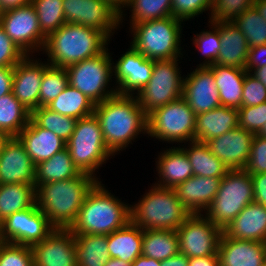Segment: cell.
Listing matches in <instances>:
<instances>
[{"label": "cell", "instance_id": "1", "mask_svg": "<svg viewBox=\"0 0 266 266\" xmlns=\"http://www.w3.org/2000/svg\"><path fill=\"white\" fill-rule=\"evenodd\" d=\"M94 114L104 142L114 155L133 144L139 134H147V114L134 95L117 94L108 98L95 105Z\"/></svg>", "mask_w": 266, "mask_h": 266}, {"label": "cell", "instance_id": "2", "mask_svg": "<svg viewBox=\"0 0 266 266\" xmlns=\"http://www.w3.org/2000/svg\"><path fill=\"white\" fill-rule=\"evenodd\" d=\"M98 179L81 172L72 179L40 184L36 188L37 207L54 228L69 229Z\"/></svg>", "mask_w": 266, "mask_h": 266}, {"label": "cell", "instance_id": "3", "mask_svg": "<svg viewBox=\"0 0 266 266\" xmlns=\"http://www.w3.org/2000/svg\"><path fill=\"white\" fill-rule=\"evenodd\" d=\"M130 222V205L116 198L98 181L88 192L75 222L73 234L108 235Z\"/></svg>", "mask_w": 266, "mask_h": 266}, {"label": "cell", "instance_id": "4", "mask_svg": "<svg viewBox=\"0 0 266 266\" xmlns=\"http://www.w3.org/2000/svg\"><path fill=\"white\" fill-rule=\"evenodd\" d=\"M109 41L97 29L65 23L46 38L42 51L47 53L49 65L65 68L101 54Z\"/></svg>", "mask_w": 266, "mask_h": 266}, {"label": "cell", "instance_id": "5", "mask_svg": "<svg viewBox=\"0 0 266 266\" xmlns=\"http://www.w3.org/2000/svg\"><path fill=\"white\" fill-rule=\"evenodd\" d=\"M135 205H130V222L143 230H177L191 215L174 189L153 185Z\"/></svg>", "mask_w": 266, "mask_h": 266}, {"label": "cell", "instance_id": "6", "mask_svg": "<svg viewBox=\"0 0 266 266\" xmlns=\"http://www.w3.org/2000/svg\"><path fill=\"white\" fill-rule=\"evenodd\" d=\"M182 22L169 16L130 26L131 46L146 58L161 61L183 57L181 39ZM182 55V56H181Z\"/></svg>", "mask_w": 266, "mask_h": 266}, {"label": "cell", "instance_id": "7", "mask_svg": "<svg viewBox=\"0 0 266 266\" xmlns=\"http://www.w3.org/2000/svg\"><path fill=\"white\" fill-rule=\"evenodd\" d=\"M252 202L254 190L251 175L244 169L229 170L222 178L217 194L204 215L224 230Z\"/></svg>", "mask_w": 266, "mask_h": 266}, {"label": "cell", "instance_id": "8", "mask_svg": "<svg viewBox=\"0 0 266 266\" xmlns=\"http://www.w3.org/2000/svg\"><path fill=\"white\" fill-rule=\"evenodd\" d=\"M73 164L80 172L96 177V171L102 164L115 156L106 146L100 123L93 113L77 119L74 132L66 142Z\"/></svg>", "mask_w": 266, "mask_h": 266}, {"label": "cell", "instance_id": "9", "mask_svg": "<svg viewBox=\"0 0 266 266\" xmlns=\"http://www.w3.org/2000/svg\"><path fill=\"white\" fill-rule=\"evenodd\" d=\"M112 61L107 47L95 57L65 67L69 85L84 93L95 105L117 95V89H109L108 85L112 82Z\"/></svg>", "mask_w": 266, "mask_h": 266}, {"label": "cell", "instance_id": "10", "mask_svg": "<svg viewBox=\"0 0 266 266\" xmlns=\"http://www.w3.org/2000/svg\"><path fill=\"white\" fill-rule=\"evenodd\" d=\"M147 135L167 143L194 141L196 114L183 97L147 115Z\"/></svg>", "mask_w": 266, "mask_h": 266}, {"label": "cell", "instance_id": "11", "mask_svg": "<svg viewBox=\"0 0 266 266\" xmlns=\"http://www.w3.org/2000/svg\"><path fill=\"white\" fill-rule=\"evenodd\" d=\"M177 61L178 58L154 61L149 82L136 93L139 105L147 115L182 97L184 77Z\"/></svg>", "mask_w": 266, "mask_h": 266}, {"label": "cell", "instance_id": "12", "mask_svg": "<svg viewBox=\"0 0 266 266\" xmlns=\"http://www.w3.org/2000/svg\"><path fill=\"white\" fill-rule=\"evenodd\" d=\"M203 214H191L176 230L179 253L188 258L204 257L218 253L223 230Z\"/></svg>", "mask_w": 266, "mask_h": 266}, {"label": "cell", "instance_id": "13", "mask_svg": "<svg viewBox=\"0 0 266 266\" xmlns=\"http://www.w3.org/2000/svg\"><path fill=\"white\" fill-rule=\"evenodd\" d=\"M0 25L5 33L26 55L42 51L46 37L42 34L37 14L31 2L19 8L4 11Z\"/></svg>", "mask_w": 266, "mask_h": 266}, {"label": "cell", "instance_id": "14", "mask_svg": "<svg viewBox=\"0 0 266 266\" xmlns=\"http://www.w3.org/2000/svg\"><path fill=\"white\" fill-rule=\"evenodd\" d=\"M4 242L32 246L44 240L55 228L35 204L15 212L1 222Z\"/></svg>", "mask_w": 266, "mask_h": 266}, {"label": "cell", "instance_id": "15", "mask_svg": "<svg viewBox=\"0 0 266 266\" xmlns=\"http://www.w3.org/2000/svg\"><path fill=\"white\" fill-rule=\"evenodd\" d=\"M127 50L116 63L113 61V78L117 85L114 88L118 95L138 93L149 82L154 66V60L146 58L131 45Z\"/></svg>", "mask_w": 266, "mask_h": 266}, {"label": "cell", "instance_id": "16", "mask_svg": "<svg viewBox=\"0 0 266 266\" xmlns=\"http://www.w3.org/2000/svg\"><path fill=\"white\" fill-rule=\"evenodd\" d=\"M35 186V165L17 137H6L0 147V184Z\"/></svg>", "mask_w": 266, "mask_h": 266}, {"label": "cell", "instance_id": "17", "mask_svg": "<svg viewBox=\"0 0 266 266\" xmlns=\"http://www.w3.org/2000/svg\"><path fill=\"white\" fill-rule=\"evenodd\" d=\"M75 241L69 229L55 228L44 240L31 246L34 266H78Z\"/></svg>", "mask_w": 266, "mask_h": 266}, {"label": "cell", "instance_id": "18", "mask_svg": "<svg viewBox=\"0 0 266 266\" xmlns=\"http://www.w3.org/2000/svg\"><path fill=\"white\" fill-rule=\"evenodd\" d=\"M194 70L184 77L182 97L197 115L215 109L221 103L213 71L198 65Z\"/></svg>", "mask_w": 266, "mask_h": 266}, {"label": "cell", "instance_id": "19", "mask_svg": "<svg viewBox=\"0 0 266 266\" xmlns=\"http://www.w3.org/2000/svg\"><path fill=\"white\" fill-rule=\"evenodd\" d=\"M26 55L15 67L12 93L31 113L39 107V93L44 70L48 62L42 63Z\"/></svg>", "mask_w": 266, "mask_h": 266}, {"label": "cell", "instance_id": "20", "mask_svg": "<svg viewBox=\"0 0 266 266\" xmlns=\"http://www.w3.org/2000/svg\"><path fill=\"white\" fill-rule=\"evenodd\" d=\"M253 138V133L238 126L205 144L229 170L244 169L249 159Z\"/></svg>", "mask_w": 266, "mask_h": 266}, {"label": "cell", "instance_id": "21", "mask_svg": "<svg viewBox=\"0 0 266 266\" xmlns=\"http://www.w3.org/2000/svg\"><path fill=\"white\" fill-rule=\"evenodd\" d=\"M220 266H263L266 243L237 240L222 234L218 246Z\"/></svg>", "mask_w": 266, "mask_h": 266}, {"label": "cell", "instance_id": "22", "mask_svg": "<svg viewBox=\"0 0 266 266\" xmlns=\"http://www.w3.org/2000/svg\"><path fill=\"white\" fill-rule=\"evenodd\" d=\"M222 178L195 176L174 188L178 200L191 214H202L213 202Z\"/></svg>", "mask_w": 266, "mask_h": 266}, {"label": "cell", "instance_id": "23", "mask_svg": "<svg viewBox=\"0 0 266 266\" xmlns=\"http://www.w3.org/2000/svg\"><path fill=\"white\" fill-rule=\"evenodd\" d=\"M34 165L49 160L56 153L66 148V142L54 132L39 127L32 119L16 136Z\"/></svg>", "mask_w": 266, "mask_h": 266}, {"label": "cell", "instance_id": "24", "mask_svg": "<svg viewBox=\"0 0 266 266\" xmlns=\"http://www.w3.org/2000/svg\"><path fill=\"white\" fill-rule=\"evenodd\" d=\"M223 234L237 240L266 243V207L252 202L224 228Z\"/></svg>", "mask_w": 266, "mask_h": 266}, {"label": "cell", "instance_id": "25", "mask_svg": "<svg viewBox=\"0 0 266 266\" xmlns=\"http://www.w3.org/2000/svg\"><path fill=\"white\" fill-rule=\"evenodd\" d=\"M219 28L221 48L215 64L244 69L249 45L242 32L229 21H212Z\"/></svg>", "mask_w": 266, "mask_h": 266}, {"label": "cell", "instance_id": "26", "mask_svg": "<svg viewBox=\"0 0 266 266\" xmlns=\"http://www.w3.org/2000/svg\"><path fill=\"white\" fill-rule=\"evenodd\" d=\"M238 126V109L221 105L196 115L194 141L206 143Z\"/></svg>", "mask_w": 266, "mask_h": 266}, {"label": "cell", "instance_id": "27", "mask_svg": "<svg viewBox=\"0 0 266 266\" xmlns=\"http://www.w3.org/2000/svg\"><path fill=\"white\" fill-rule=\"evenodd\" d=\"M156 165L159 181L154 185L162 188L174 189L194 175L189 159L180 146L161 152Z\"/></svg>", "mask_w": 266, "mask_h": 266}, {"label": "cell", "instance_id": "28", "mask_svg": "<svg viewBox=\"0 0 266 266\" xmlns=\"http://www.w3.org/2000/svg\"><path fill=\"white\" fill-rule=\"evenodd\" d=\"M209 68L213 71L215 77L221 105L239 109L246 71L220 64H213Z\"/></svg>", "mask_w": 266, "mask_h": 266}, {"label": "cell", "instance_id": "29", "mask_svg": "<svg viewBox=\"0 0 266 266\" xmlns=\"http://www.w3.org/2000/svg\"><path fill=\"white\" fill-rule=\"evenodd\" d=\"M143 229L129 222L107 235V248L111 258L132 263L142 255Z\"/></svg>", "mask_w": 266, "mask_h": 266}, {"label": "cell", "instance_id": "30", "mask_svg": "<svg viewBox=\"0 0 266 266\" xmlns=\"http://www.w3.org/2000/svg\"><path fill=\"white\" fill-rule=\"evenodd\" d=\"M81 25L99 30L110 40L120 27V13L106 1L83 0Z\"/></svg>", "mask_w": 266, "mask_h": 266}, {"label": "cell", "instance_id": "31", "mask_svg": "<svg viewBox=\"0 0 266 266\" xmlns=\"http://www.w3.org/2000/svg\"><path fill=\"white\" fill-rule=\"evenodd\" d=\"M80 173L73 164L69 150L65 148L49 160L35 165V187L37 188L40 184L72 179Z\"/></svg>", "mask_w": 266, "mask_h": 266}, {"label": "cell", "instance_id": "32", "mask_svg": "<svg viewBox=\"0 0 266 266\" xmlns=\"http://www.w3.org/2000/svg\"><path fill=\"white\" fill-rule=\"evenodd\" d=\"M188 147L180 148L186 153L195 176L223 178L228 173L227 166L210 151L205 143L191 141Z\"/></svg>", "mask_w": 266, "mask_h": 266}, {"label": "cell", "instance_id": "33", "mask_svg": "<svg viewBox=\"0 0 266 266\" xmlns=\"http://www.w3.org/2000/svg\"><path fill=\"white\" fill-rule=\"evenodd\" d=\"M36 204V187L31 184H0V222L15 212Z\"/></svg>", "mask_w": 266, "mask_h": 266}, {"label": "cell", "instance_id": "34", "mask_svg": "<svg viewBox=\"0 0 266 266\" xmlns=\"http://www.w3.org/2000/svg\"><path fill=\"white\" fill-rule=\"evenodd\" d=\"M75 257L78 266H105L111 258L107 248V235L74 234Z\"/></svg>", "mask_w": 266, "mask_h": 266}, {"label": "cell", "instance_id": "35", "mask_svg": "<svg viewBox=\"0 0 266 266\" xmlns=\"http://www.w3.org/2000/svg\"><path fill=\"white\" fill-rule=\"evenodd\" d=\"M179 253L178 234L175 230H143L142 255L164 261Z\"/></svg>", "mask_w": 266, "mask_h": 266}, {"label": "cell", "instance_id": "36", "mask_svg": "<svg viewBox=\"0 0 266 266\" xmlns=\"http://www.w3.org/2000/svg\"><path fill=\"white\" fill-rule=\"evenodd\" d=\"M31 112L9 93L0 97V135L16 137L28 124Z\"/></svg>", "mask_w": 266, "mask_h": 266}, {"label": "cell", "instance_id": "37", "mask_svg": "<svg viewBox=\"0 0 266 266\" xmlns=\"http://www.w3.org/2000/svg\"><path fill=\"white\" fill-rule=\"evenodd\" d=\"M46 107L61 115L80 119L93 114L95 104L84 93L68 84Z\"/></svg>", "mask_w": 266, "mask_h": 266}, {"label": "cell", "instance_id": "38", "mask_svg": "<svg viewBox=\"0 0 266 266\" xmlns=\"http://www.w3.org/2000/svg\"><path fill=\"white\" fill-rule=\"evenodd\" d=\"M31 119L41 128L54 132L67 142L74 132L76 118L61 115L46 106H41L31 113Z\"/></svg>", "mask_w": 266, "mask_h": 266}, {"label": "cell", "instance_id": "39", "mask_svg": "<svg viewBox=\"0 0 266 266\" xmlns=\"http://www.w3.org/2000/svg\"><path fill=\"white\" fill-rule=\"evenodd\" d=\"M42 34L47 38L65 22L63 0H31Z\"/></svg>", "mask_w": 266, "mask_h": 266}, {"label": "cell", "instance_id": "40", "mask_svg": "<svg viewBox=\"0 0 266 266\" xmlns=\"http://www.w3.org/2000/svg\"><path fill=\"white\" fill-rule=\"evenodd\" d=\"M130 26L172 16V0H130Z\"/></svg>", "mask_w": 266, "mask_h": 266}, {"label": "cell", "instance_id": "41", "mask_svg": "<svg viewBox=\"0 0 266 266\" xmlns=\"http://www.w3.org/2000/svg\"><path fill=\"white\" fill-rule=\"evenodd\" d=\"M232 23L245 36L249 47L266 44V21L254 6L246 9Z\"/></svg>", "mask_w": 266, "mask_h": 266}, {"label": "cell", "instance_id": "42", "mask_svg": "<svg viewBox=\"0 0 266 266\" xmlns=\"http://www.w3.org/2000/svg\"><path fill=\"white\" fill-rule=\"evenodd\" d=\"M66 68L49 65L43 73L39 93V107L48 105L68 86Z\"/></svg>", "mask_w": 266, "mask_h": 266}, {"label": "cell", "instance_id": "43", "mask_svg": "<svg viewBox=\"0 0 266 266\" xmlns=\"http://www.w3.org/2000/svg\"><path fill=\"white\" fill-rule=\"evenodd\" d=\"M209 26H212L209 31H201L199 34H195L193 37V43L195 47L200 51L204 57V61L199 64V67H209L217 61L219 57V51L221 48L219 28L212 22Z\"/></svg>", "mask_w": 266, "mask_h": 266}, {"label": "cell", "instance_id": "44", "mask_svg": "<svg viewBox=\"0 0 266 266\" xmlns=\"http://www.w3.org/2000/svg\"><path fill=\"white\" fill-rule=\"evenodd\" d=\"M255 0H214L209 15L210 21L232 22L246 9L253 6Z\"/></svg>", "mask_w": 266, "mask_h": 266}, {"label": "cell", "instance_id": "45", "mask_svg": "<svg viewBox=\"0 0 266 266\" xmlns=\"http://www.w3.org/2000/svg\"><path fill=\"white\" fill-rule=\"evenodd\" d=\"M0 266H34L31 246L4 242L0 245Z\"/></svg>", "mask_w": 266, "mask_h": 266}, {"label": "cell", "instance_id": "46", "mask_svg": "<svg viewBox=\"0 0 266 266\" xmlns=\"http://www.w3.org/2000/svg\"><path fill=\"white\" fill-rule=\"evenodd\" d=\"M239 127L257 134L266 123V102L238 109Z\"/></svg>", "mask_w": 266, "mask_h": 266}, {"label": "cell", "instance_id": "47", "mask_svg": "<svg viewBox=\"0 0 266 266\" xmlns=\"http://www.w3.org/2000/svg\"><path fill=\"white\" fill-rule=\"evenodd\" d=\"M212 4V0H172V16L187 21L205 11H211Z\"/></svg>", "mask_w": 266, "mask_h": 266}, {"label": "cell", "instance_id": "48", "mask_svg": "<svg viewBox=\"0 0 266 266\" xmlns=\"http://www.w3.org/2000/svg\"><path fill=\"white\" fill-rule=\"evenodd\" d=\"M244 170L250 175L266 172V137L254 134L249 159Z\"/></svg>", "mask_w": 266, "mask_h": 266}, {"label": "cell", "instance_id": "49", "mask_svg": "<svg viewBox=\"0 0 266 266\" xmlns=\"http://www.w3.org/2000/svg\"><path fill=\"white\" fill-rule=\"evenodd\" d=\"M263 102H266V87L250 72H246L241 107L256 106Z\"/></svg>", "mask_w": 266, "mask_h": 266}, {"label": "cell", "instance_id": "50", "mask_svg": "<svg viewBox=\"0 0 266 266\" xmlns=\"http://www.w3.org/2000/svg\"><path fill=\"white\" fill-rule=\"evenodd\" d=\"M25 56L0 25V67H15Z\"/></svg>", "mask_w": 266, "mask_h": 266}, {"label": "cell", "instance_id": "51", "mask_svg": "<svg viewBox=\"0 0 266 266\" xmlns=\"http://www.w3.org/2000/svg\"><path fill=\"white\" fill-rule=\"evenodd\" d=\"M266 66V44L250 47L244 70L251 72L254 68Z\"/></svg>", "mask_w": 266, "mask_h": 266}, {"label": "cell", "instance_id": "52", "mask_svg": "<svg viewBox=\"0 0 266 266\" xmlns=\"http://www.w3.org/2000/svg\"><path fill=\"white\" fill-rule=\"evenodd\" d=\"M83 0H63L66 23L82 24Z\"/></svg>", "mask_w": 266, "mask_h": 266}, {"label": "cell", "instance_id": "53", "mask_svg": "<svg viewBox=\"0 0 266 266\" xmlns=\"http://www.w3.org/2000/svg\"><path fill=\"white\" fill-rule=\"evenodd\" d=\"M254 190V202L266 207V172L251 175Z\"/></svg>", "mask_w": 266, "mask_h": 266}, {"label": "cell", "instance_id": "54", "mask_svg": "<svg viewBox=\"0 0 266 266\" xmlns=\"http://www.w3.org/2000/svg\"><path fill=\"white\" fill-rule=\"evenodd\" d=\"M14 67H0V97L12 92Z\"/></svg>", "mask_w": 266, "mask_h": 266}, {"label": "cell", "instance_id": "55", "mask_svg": "<svg viewBox=\"0 0 266 266\" xmlns=\"http://www.w3.org/2000/svg\"><path fill=\"white\" fill-rule=\"evenodd\" d=\"M188 266H220L218 253L204 257L189 258Z\"/></svg>", "mask_w": 266, "mask_h": 266}, {"label": "cell", "instance_id": "56", "mask_svg": "<svg viewBox=\"0 0 266 266\" xmlns=\"http://www.w3.org/2000/svg\"><path fill=\"white\" fill-rule=\"evenodd\" d=\"M188 263L189 258L182 253H178L177 255L161 261V266H188Z\"/></svg>", "mask_w": 266, "mask_h": 266}, {"label": "cell", "instance_id": "57", "mask_svg": "<svg viewBox=\"0 0 266 266\" xmlns=\"http://www.w3.org/2000/svg\"><path fill=\"white\" fill-rule=\"evenodd\" d=\"M31 2V0H0V6L2 11H7L15 8H19L20 6L27 5Z\"/></svg>", "mask_w": 266, "mask_h": 266}, {"label": "cell", "instance_id": "58", "mask_svg": "<svg viewBox=\"0 0 266 266\" xmlns=\"http://www.w3.org/2000/svg\"><path fill=\"white\" fill-rule=\"evenodd\" d=\"M131 266H161V261L140 255Z\"/></svg>", "mask_w": 266, "mask_h": 266}, {"label": "cell", "instance_id": "59", "mask_svg": "<svg viewBox=\"0 0 266 266\" xmlns=\"http://www.w3.org/2000/svg\"><path fill=\"white\" fill-rule=\"evenodd\" d=\"M103 1L108 2L111 6H113L120 13V23H122L124 19L123 15L126 16L123 13L124 12L123 9L128 5L130 0H103Z\"/></svg>", "mask_w": 266, "mask_h": 266}, {"label": "cell", "instance_id": "60", "mask_svg": "<svg viewBox=\"0 0 266 266\" xmlns=\"http://www.w3.org/2000/svg\"><path fill=\"white\" fill-rule=\"evenodd\" d=\"M250 73L266 87V66L254 68Z\"/></svg>", "mask_w": 266, "mask_h": 266}, {"label": "cell", "instance_id": "61", "mask_svg": "<svg viewBox=\"0 0 266 266\" xmlns=\"http://www.w3.org/2000/svg\"><path fill=\"white\" fill-rule=\"evenodd\" d=\"M253 6L266 21V0H255Z\"/></svg>", "mask_w": 266, "mask_h": 266}, {"label": "cell", "instance_id": "62", "mask_svg": "<svg viewBox=\"0 0 266 266\" xmlns=\"http://www.w3.org/2000/svg\"><path fill=\"white\" fill-rule=\"evenodd\" d=\"M105 266H131V263L116 258H110Z\"/></svg>", "mask_w": 266, "mask_h": 266}, {"label": "cell", "instance_id": "63", "mask_svg": "<svg viewBox=\"0 0 266 266\" xmlns=\"http://www.w3.org/2000/svg\"><path fill=\"white\" fill-rule=\"evenodd\" d=\"M257 134L266 137V123H264L262 129Z\"/></svg>", "mask_w": 266, "mask_h": 266}, {"label": "cell", "instance_id": "64", "mask_svg": "<svg viewBox=\"0 0 266 266\" xmlns=\"http://www.w3.org/2000/svg\"><path fill=\"white\" fill-rule=\"evenodd\" d=\"M4 243V240L2 238V229H1V222H0V245Z\"/></svg>", "mask_w": 266, "mask_h": 266}, {"label": "cell", "instance_id": "65", "mask_svg": "<svg viewBox=\"0 0 266 266\" xmlns=\"http://www.w3.org/2000/svg\"><path fill=\"white\" fill-rule=\"evenodd\" d=\"M5 138H6L5 136L0 135V147H1V145H2V143H3V140H4Z\"/></svg>", "mask_w": 266, "mask_h": 266}, {"label": "cell", "instance_id": "66", "mask_svg": "<svg viewBox=\"0 0 266 266\" xmlns=\"http://www.w3.org/2000/svg\"><path fill=\"white\" fill-rule=\"evenodd\" d=\"M2 14H3V11H2L1 6H0V17L2 16Z\"/></svg>", "mask_w": 266, "mask_h": 266}]
</instances>
